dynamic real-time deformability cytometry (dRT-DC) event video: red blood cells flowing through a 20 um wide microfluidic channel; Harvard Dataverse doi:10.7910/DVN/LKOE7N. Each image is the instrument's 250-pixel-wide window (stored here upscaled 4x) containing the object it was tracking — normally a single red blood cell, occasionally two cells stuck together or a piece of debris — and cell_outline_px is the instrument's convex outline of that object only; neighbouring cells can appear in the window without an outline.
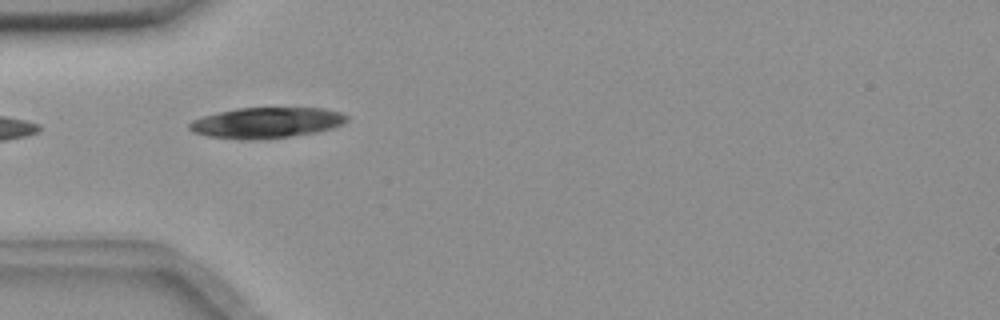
{"species": "common noctule bat (a hibernating species)", "species_latin": "Nyctalus noctula", "temperature_condition": "room temperature", "stored_images_in_passage": 3, "camera_frame_rate_fps": 3000, "um_per_image_px": 0.085, "animal": {"sex": "female", "body_mass_g": 18.4}, "frame": {"image": 1, "passage_image": 2, "time_ms": 0.333, "image_size_px": [1000, 320], "cell_outline_px": [[348, 120], [332, 128], [316, 132], [292, 136], [252, 140], [240, 140], [208, 136], [192, 132], [188, 128], [188, 124], [192, 120], [204, 116], [236, 108], [324, 108], [340, 112], [348, 116]], "centroid_in_image_um": [22.62, 10.44], "position_along_channel_um": 62.4, "area_um2": 28.15}}